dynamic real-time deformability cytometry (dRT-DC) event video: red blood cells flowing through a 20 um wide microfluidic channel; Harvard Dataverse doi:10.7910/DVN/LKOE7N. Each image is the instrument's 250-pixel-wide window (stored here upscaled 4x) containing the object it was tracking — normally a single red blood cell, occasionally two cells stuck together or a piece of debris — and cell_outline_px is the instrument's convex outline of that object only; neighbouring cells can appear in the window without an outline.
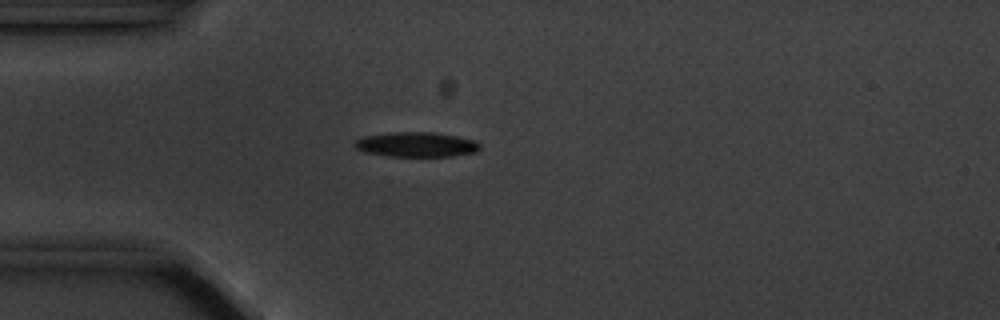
{"species": "common noctule bat (a hibernating species)", "species_latin": "Nyctalus noctula", "temperature_condition": "cold", "stored_images_in_passage": 6, "camera_frame_rate_fps": 3000, "um_per_image_px": 0.085, "animal": {"sex": "male", "body_mass_g": 20.1, "forearm_length_mm": 53.5}, "frame": {"image": 1, "passage_image": 4, "time_ms": 3.667, "image_size_px": [1000, 320], "cell_outline_px": [[480, 148], [476, 152], [452, 156], [392, 156], [364, 152], [356, 148], [352, 144], [356, 140], [364, 136], [392, 132], [432, 132], [456, 136], [476, 140], [480, 144]], "centroid_in_image_um": [35.39, 12.28], "position_along_channel_um": 49.6, "area_um2": 18.09}}